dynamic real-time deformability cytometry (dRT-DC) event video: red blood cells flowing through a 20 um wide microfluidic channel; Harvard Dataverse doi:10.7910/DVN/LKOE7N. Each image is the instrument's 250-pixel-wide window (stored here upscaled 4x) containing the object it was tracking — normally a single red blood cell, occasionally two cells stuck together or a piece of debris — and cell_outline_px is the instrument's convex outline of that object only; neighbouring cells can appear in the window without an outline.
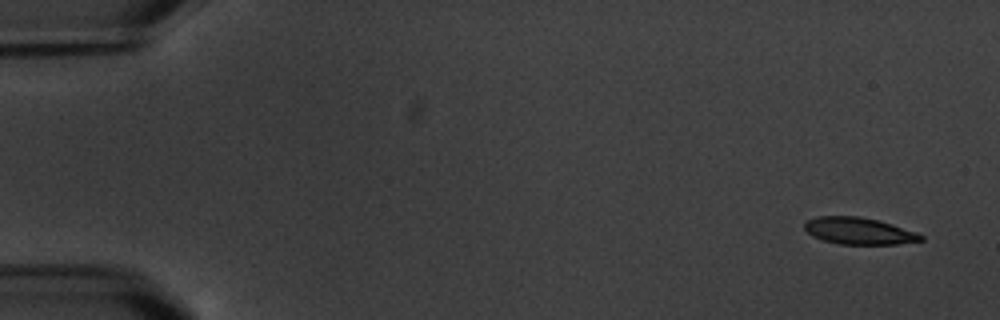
{"species": "common noctule bat (a hibernating species)", "species_latin": "Nyctalus noctula", "temperature_condition": "warm", "stored_images_in_passage": 8, "camera_frame_rate_fps": 3000, "um_per_image_px": 0.085, "animal": {"sex": "male", "body_mass_g": 20.1, "forearm_length_mm": 53.5}, "frame": {"image": 1, "passage_image": 1, "time_ms": 0.0, "image_size_px": [1000, 320], "cell_outline_px": [[924, 240], [896, 244], [840, 244], [824, 240], [812, 236], [804, 228], [804, 224], [808, 220], [816, 216], [860, 216], [880, 220], [916, 232], [924, 236]], "centroid_in_image_um": [73.01, 19.62], "position_along_channel_um": 12.0, "area_um2": 18.21}}
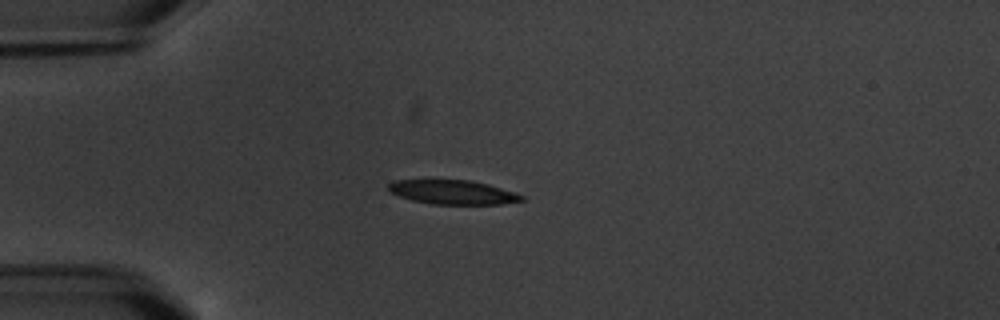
{"frame": {"image": 2, "passage_image": 5, "time_ms": 4.333, "image_size_px": [1000, 320], "cell_outline_px": [[528, 200], [500, 204], [432, 204], [412, 200], [388, 192], [388, 184], [392, 180], [468, 180], [488, 184], [524, 196]], "centroid_in_image_um": [38.47, 16.34], "position_along_channel_um": 46.5, "area_um2": 18.73}}